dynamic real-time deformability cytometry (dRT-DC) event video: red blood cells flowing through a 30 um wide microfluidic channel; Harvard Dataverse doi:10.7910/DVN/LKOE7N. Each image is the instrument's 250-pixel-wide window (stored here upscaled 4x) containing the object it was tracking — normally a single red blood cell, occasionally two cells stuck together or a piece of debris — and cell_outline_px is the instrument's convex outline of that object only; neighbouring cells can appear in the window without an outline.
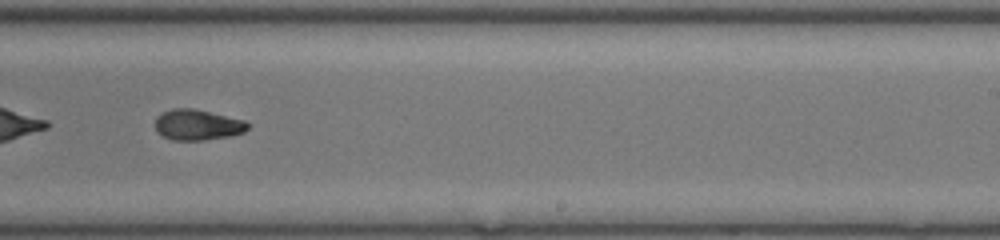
{"species": "common noctule bat (a hibernating species)", "species_latin": "Nyctalus noctula", "temperature_condition": "room temperature", "stored_images_in_passage": 49, "segment_of_instrument_passage": [2, 2], "camera_frame_rate_fps": 3000, "um_per_image_px": 0.085, "animal": {"sex": "female", "body_mass_g": 17.0, "forearm_length_mm": 48.0}, "frame": {"image": 1, "passage_image": 30, "time_ms": 9.667, "image_size_px": [1000, 240], "cell_outline_px": [[252, 124], [244, 132], [232, 136], [204, 140], [172, 140], [156, 132], [156, 116], [160, 112], [172, 108], [192, 108], [244, 120]], "centroid_in_image_um": [16.79, 10.61], "position_along_channel_um": 272.2, "area_um2": 16.7}}
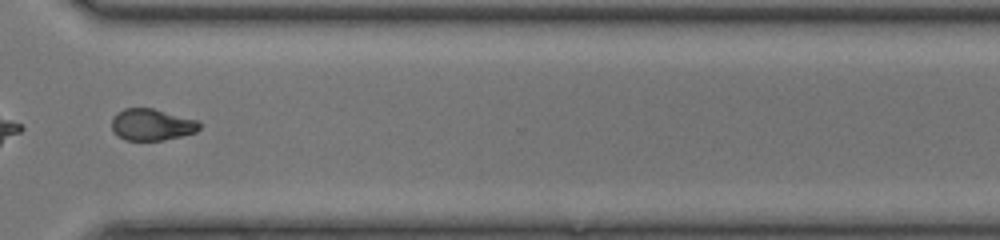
{"frame": {"image": 2, "passage_image": 36, "time_ms": 11.667, "image_size_px": [1000, 240], "cell_outline_px": [[200, 128], [196, 132], [164, 140], [124, 140], [116, 136], [112, 132], [112, 116], [116, 112], [124, 108], [152, 108], [196, 120], [200, 124]], "centroid_in_image_um": [12.83, 10.6], "position_along_channel_um": 357.8, "area_um2": 16.24}}